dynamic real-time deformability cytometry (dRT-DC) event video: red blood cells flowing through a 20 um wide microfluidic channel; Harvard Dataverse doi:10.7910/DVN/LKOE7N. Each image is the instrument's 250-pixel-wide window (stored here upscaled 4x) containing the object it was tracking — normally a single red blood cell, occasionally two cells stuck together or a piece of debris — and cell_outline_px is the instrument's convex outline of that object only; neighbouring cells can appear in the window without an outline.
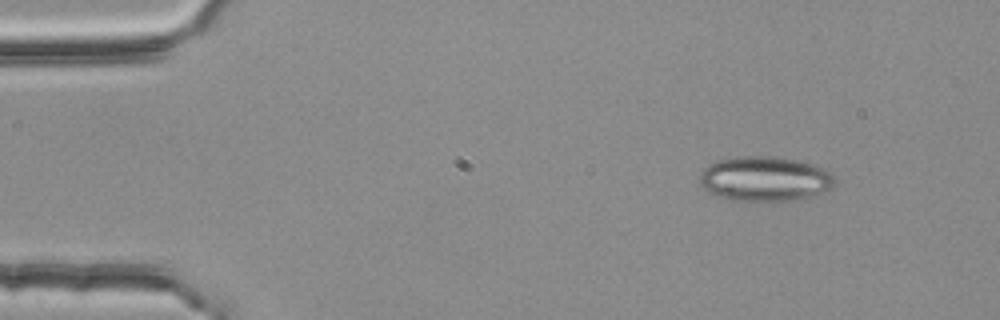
{"species": "common noctule bat (a hibernating species)", "species_latin": "Nyctalus noctula", "temperature_condition": "room temperature", "stored_images_in_passage": 3, "camera_frame_rate_fps": 3000, "um_per_image_px": 0.085, "animal": {"sex": "female", "body_mass_g": 25.1}, "frame": {"image": 1, "passage_image": 1, "time_ms": 0.0, "image_size_px": [1000, 320], "cell_outline_px": [[836, 180], [832, 188], [812, 196], [792, 200], [768, 204], [728, 200], [716, 196], [704, 188], [700, 184], [700, 172], [708, 164], [720, 160], [748, 156], [760, 156], [796, 160], [824, 168], [832, 172], [836, 176]], "centroid_in_image_um": [65.02, 15.26], "position_along_channel_um": 20.0, "area_um2": 35.89}}